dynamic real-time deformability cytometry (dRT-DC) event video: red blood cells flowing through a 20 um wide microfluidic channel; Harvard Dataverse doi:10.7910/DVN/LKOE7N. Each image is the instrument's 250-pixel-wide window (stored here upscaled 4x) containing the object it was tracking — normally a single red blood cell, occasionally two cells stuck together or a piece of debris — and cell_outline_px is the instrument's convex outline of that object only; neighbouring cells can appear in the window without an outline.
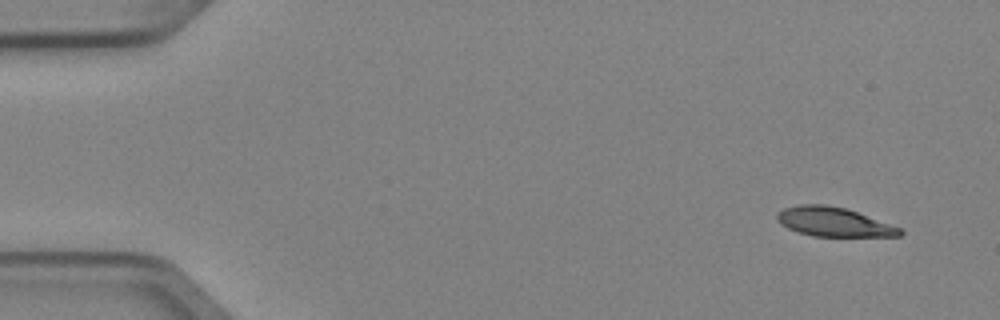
{"species": "Egyptian fruit bat (a non-hibernating species)", "species_latin": "Rousettus aegyptiacus", "temperature_condition": "cold", "stored_images_in_passage": 4, "camera_frame_rate_fps": 3000, "um_per_image_px": 0.085, "animal": {"sex": "female"}, "frame": {"image": 1, "passage_image": 1, "time_ms": 0.0, "image_size_px": [1000, 320], "cell_outline_px": [[904, 232], [900, 236], [812, 236], [788, 228], [780, 224], [776, 220], [776, 212], [784, 208], [800, 204], [824, 204], [844, 208], [856, 212], [900, 228]], "centroid_in_image_um": [70.8, 18.86], "position_along_channel_um": 14.2, "area_um2": 20.63}}
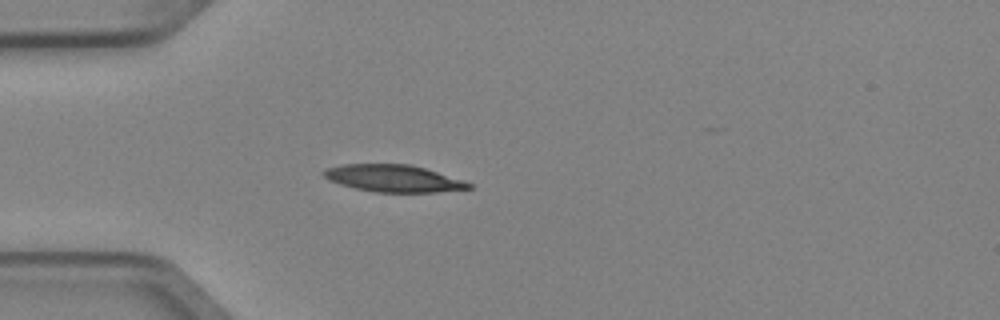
{"frame": {"image": 2, "passage_image": 4, "time_ms": 1.0, "image_size_px": [1000, 320], "cell_outline_px": [[472, 188], [440, 192], [376, 192], [356, 188], [340, 184], [328, 180], [320, 172], [324, 168], [344, 164], [412, 164], [464, 180], [472, 184]], "centroid_in_image_um": [33.43, 15.15], "position_along_channel_um": 51.6, "area_um2": 23.0}}